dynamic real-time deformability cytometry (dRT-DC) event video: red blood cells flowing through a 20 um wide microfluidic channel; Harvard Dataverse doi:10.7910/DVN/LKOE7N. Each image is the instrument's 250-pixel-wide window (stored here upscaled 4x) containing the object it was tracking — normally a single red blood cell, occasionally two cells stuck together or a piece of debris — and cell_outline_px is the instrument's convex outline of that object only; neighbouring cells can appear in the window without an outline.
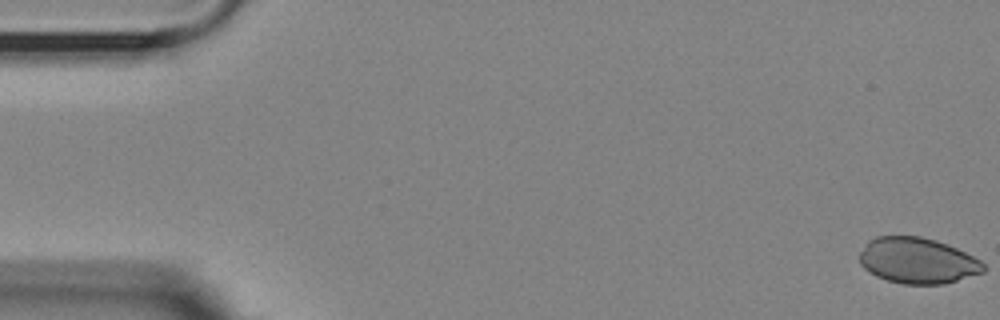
{"species": "Egyptian fruit bat (a non-hibernating species)", "species_latin": "Rousettus aegyptiacus", "temperature_condition": "room temperature", "stored_images_in_passage": 11, "camera_frame_rate_fps": 3000, "um_per_image_px": 0.085, "animal": {"sex": "female"}, "frame": {"image": 1, "passage_image": 1, "time_ms": 0.0, "image_size_px": [1000, 320], "cell_outline_px": [[984, 272], [944, 284], [904, 284], [888, 280], [876, 276], [864, 268], [860, 264], [860, 252], [868, 240], [876, 236], [920, 236], [936, 240], [948, 244], [980, 260], [984, 264]], "centroid_in_image_um": [77.97, 22.14], "position_along_channel_um": 7.0, "area_um2": 33.06}}